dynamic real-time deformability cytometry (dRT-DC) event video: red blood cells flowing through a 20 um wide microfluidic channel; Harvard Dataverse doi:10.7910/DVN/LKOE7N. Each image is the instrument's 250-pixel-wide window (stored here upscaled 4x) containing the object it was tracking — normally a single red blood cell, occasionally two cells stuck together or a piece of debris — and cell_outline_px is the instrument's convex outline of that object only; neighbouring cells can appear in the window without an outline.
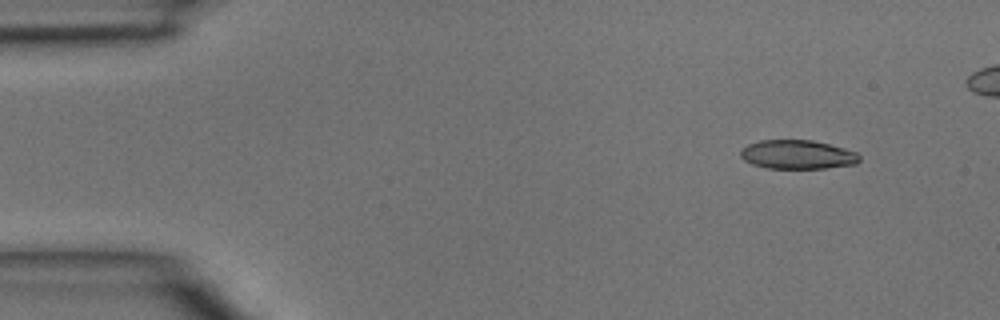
{"species": "common noctule bat (a hibernating species)", "species_latin": "Nyctalus noctula", "temperature_condition": "room temperature", "stored_images_in_passage": 3, "camera_frame_rate_fps": 3000, "um_per_image_px": 0.085, "animal": {"sex": "male", "body_mass_g": 15.6}, "frame": {"image": 1, "passage_image": 1, "time_ms": 0.0, "image_size_px": [1000, 320], "cell_outline_px": [[860, 160], [856, 164], [824, 168], [768, 168], [752, 164], [744, 160], [740, 156], [740, 148], [748, 144], [760, 140], [812, 140], [844, 148], [856, 152], [860, 156]], "centroid_in_image_um": [67.76, 13.13], "position_along_channel_um": 17.2, "area_um2": 20.06}}